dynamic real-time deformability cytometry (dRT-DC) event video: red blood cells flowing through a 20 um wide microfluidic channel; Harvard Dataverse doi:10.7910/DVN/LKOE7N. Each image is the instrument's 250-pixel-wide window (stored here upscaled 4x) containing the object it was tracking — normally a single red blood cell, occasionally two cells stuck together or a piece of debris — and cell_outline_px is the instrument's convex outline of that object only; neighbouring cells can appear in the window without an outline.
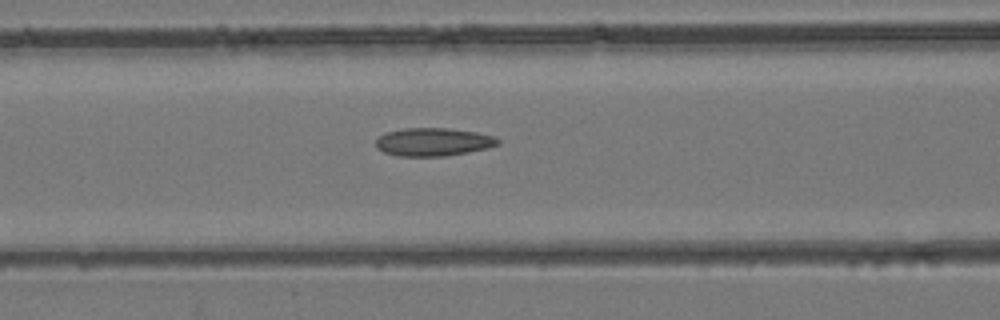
{"species": "common noctule bat (a hibernating species)", "species_latin": "Nyctalus noctula", "temperature_condition": "room temperature", "stored_images_in_passage": 45, "camera_frame_rate_fps": 3000, "um_per_image_px": 0.085, "animal": {"sex": "female", "body_mass_g": 24.6, "forearm_length_mm": 56.2}, "frame": {"image": 1, "passage_image": 19, "time_ms": 6.0, "image_size_px": [1000, 320], "cell_outline_px": [[500, 144], [488, 148], [468, 152], [444, 156], [396, 156], [384, 152], [376, 148], [376, 140], [384, 132], [404, 128], [448, 128], [476, 132], [492, 136], [500, 140]], "centroid_in_image_um": [36.81, 12.06], "position_along_channel_um": 129.8, "area_um2": 20.06}}
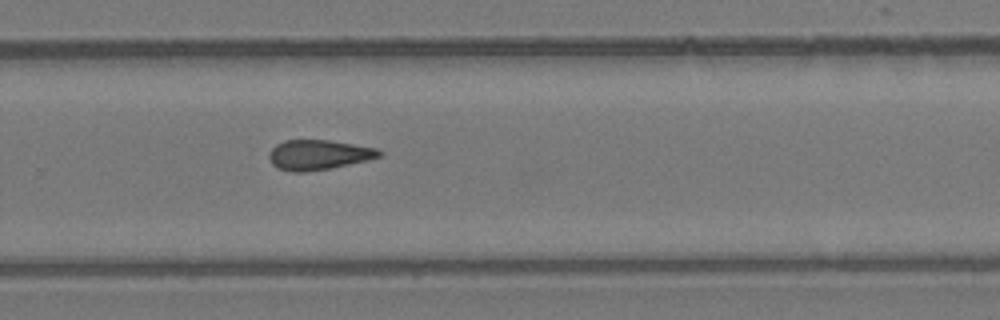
{"frame": {"image": 2, "passage_image": 30, "time_ms": 9.667, "image_size_px": [1000, 320], "cell_outline_px": [[384, 152], [380, 156], [368, 160], [328, 168], [304, 172], [292, 172], [276, 168], [272, 164], [268, 156], [268, 152], [276, 144], [284, 140], [328, 140], [380, 148]], "centroid_in_image_um": [27.07, 13.15], "position_along_channel_um": 302.7, "area_um2": 19.31}}
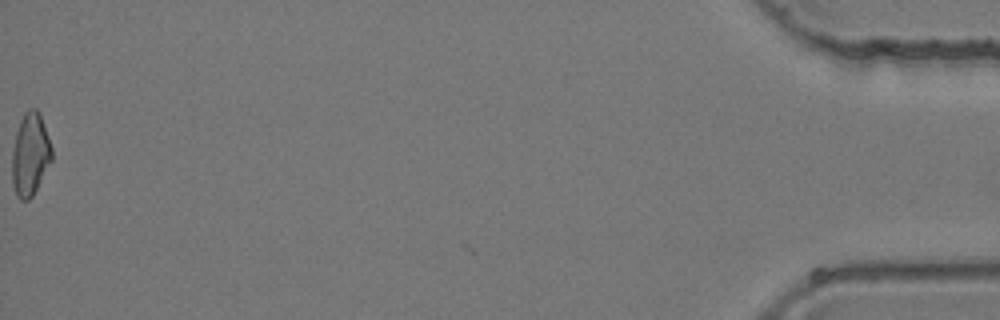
{"frame": {"image": 3, "passage_image": 45, "time_ms": 14.667, "image_size_px": [1000, 320], "cell_outline_px": [[52, 160], [32, 196], [28, 200], [20, 200], [16, 196], [12, 184], [12, 152], [16, 132], [20, 120], [24, 112], [28, 108], [36, 108], [40, 112], [52, 148]], "centroid_in_image_um": [2.56, 13.11], "position_along_channel_um": 432.6, "area_um2": 19.25}}